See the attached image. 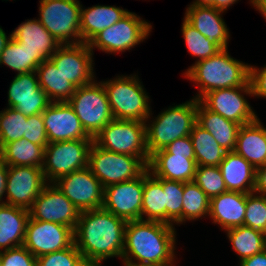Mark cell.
<instances>
[{"label": "cell", "mask_w": 266, "mask_h": 266, "mask_svg": "<svg viewBox=\"0 0 266 266\" xmlns=\"http://www.w3.org/2000/svg\"><path fill=\"white\" fill-rule=\"evenodd\" d=\"M126 223L103 208L81 211L74 230V244L84 259H122Z\"/></svg>", "instance_id": "cell-1"}, {"label": "cell", "mask_w": 266, "mask_h": 266, "mask_svg": "<svg viewBox=\"0 0 266 266\" xmlns=\"http://www.w3.org/2000/svg\"><path fill=\"white\" fill-rule=\"evenodd\" d=\"M175 235V227L163 222L127 221L122 253L123 263L173 265L176 249Z\"/></svg>", "instance_id": "cell-2"}, {"label": "cell", "mask_w": 266, "mask_h": 266, "mask_svg": "<svg viewBox=\"0 0 266 266\" xmlns=\"http://www.w3.org/2000/svg\"><path fill=\"white\" fill-rule=\"evenodd\" d=\"M227 49L224 48L207 59L196 61L185 71V77L199 87V93L193 98L199 101L212 90L239 87L249 81L250 65L231 57Z\"/></svg>", "instance_id": "cell-3"}, {"label": "cell", "mask_w": 266, "mask_h": 266, "mask_svg": "<svg viewBox=\"0 0 266 266\" xmlns=\"http://www.w3.org/2000/svg\"><path fill=\"white\" fill-rule=\"evenodd\" d=\"M197 122V99L193 98L162 111L146 125V145L149 157L165 149L176 139L189 136Z\"/></svg>", "instance_id": "cell-4"}, {"label": "cell", "mask_w": 266, "mask_h": 266, "mask_svg": "<svg viewBox=\"0 0 266 266\" xmlns=\"http://www.w3.org/2000/svg\"><path fill=\"white\" fill-rule=\"evenodd\" d=\"M141 83L138 75H118L102 82L114 119L149 121V96Z\"/></svg>", "instance_id": "cell-5"}, {"label": "cell", "mask_w": 266, "mask_h": 266, "mask_svg": "<svg viewBox=\"0 0 266 266\" xmlns=\"http://www.w3.org/2000/svg\"><path fill=\"white\" fill-rule=\"evenodd\" d=\"M67 102L79 118L83 129L93 139L114 119L102 81L97 83L94 80L77 87Z\"/></svg>", "instance_id": "cell-6"}, {"label": "cell", "mask_w": 266, "mask_h": 266, "mask_svg": "<svg viewBox=\"0 0 266 266\" xmlns=\"http://www.w3.org/2000/svg\"><path fill=\"white\" fill-rule=\"evenodd\" d=\"M145 124L138 120L113 119L93 140L105 150L140 157L148 165Z\"/></svg>", "instance_id": "cell-7"}, {"label": "cell", "mask_w": 266, "mask_h": 266, "mask_svg": "<svg viewBox=\"0 0 266 266\" xmlns=\"http://www.w3.org/2000/svg\"><path fill=\"white\" fill-rule=\"evenodd\" d=\"M88 167L103 188L141 176L147 164L140 158L105 150L93 142Z\"/></svg>", "instance_id": "cell-8"}, {"label": "cell", "mask_w": 266, "mask_h": 266, "mask_svg": "<svg viewBox=\"0 0 266 266\" xmlns=\"http://www.w3.org/2000/svg\"><path fill=\"white\" fill-rule=\"evenodd\" d=\"M39 2L40 23L61 45L82 43L80 1L40 0Z\"/></svg>", "instance_id": "cell-9"}, {"label": "cell", "mask_w": 266, "mask_h": 266, "mask_svg": "<svg viewBox=\"0 0 266 266\" xmlns=\"http://www.w3.org/2000/svg\"><path fill=\"white\" fill-rule=\"evenodd\" d=\"M94 140L50 142L44 149L43 174L47 183L88 166Z\"/></svg>", "instance_id": "cell-10"}, {"label": "cell", "mask_w": 266, "mask_h": 266, "mask_svg": "<svg viewBox=\"0 0 266 266\" xmlns=\"http://www.w3.org/2000/svg\"><path fill=\"white\" fill-rule=\"evenodd\" d=\"M151 29V24L129 11L111 27L98 33L88 45L92 52L93 48L110 54L125 52L146 39Z\"/></svg>", "instance_id": "cell-11"}, {"label": "cell", "mask_w": 266, "mask_h": 266, "mask_svg": "<svg viewBox=\"0 0 266 266\" xmlns=\"http://www.w3.org/2000/svg\"><path fill=\"white\" fill-rule=\"evenodd\" d=\"M242 93L253 95L249 81L239 87L212 90L199 101L208 110L220 114L225 119L244 125L255 121L258 116Z\"/></svg>", "instance_id": "cell-12"}, {"label": "cell", "mask_w": 266, "mask_h": 266, "mask_svg": "<svg viewBox=\"0 0 266 266\" xmlns=\"http://www.w3.org/2000/svg\"><path fill=\"white\" fill-rule=\"evenodd\" d=\"M53 183L80 212L102 208L104 188L88 166L64 175Z\"/></svg>", "instance_id": "cell-13"}, {"label": "cell", "mask_w": 266, "mask_h": 266, "mask_svg": "<svg viewBox=\"0 0 266 266\" xmlns=\"http://www.w3.org/2000/svg\"><path fill=\"white\" fill-rule=\"evenodd\" d=\"M74 230L68 226L29 217L23 246L36 258L71 247Z\"/></svg>", "instance_id": "cell-14"}, {"label": "cell", "mask_w": 266, "mask_h": 266, "mask_svg": "<svg viewBox=\"0 0 266 266\" xmlns=\"http://www.w3.org/2000/svg\"><path fill=\"white\" fill-rule=\"evenodd\" d=\"M79 215L77 207L54 183H47L44 186L29 209L31 219L59 223L73 230L76 228Z\"/></svg>", "instance_id": "cell-15"}, {"label": "cell", "mask_w": 266, "mask_h": 266, "mask_svg": "<svg viewBox=\"0 0 266 266\" xmlns=\"http://www.w3.org/2000/svg\"><path fill=\"white\" fill-rule=\"evenodd\" d=\"M144 173L104 188L102 208L126 221L141 220Z\"/></svg>", "instance_id": "cell-16"}, {"label": "cell", "mask_w": 266, "mask_h": 266, "mask_svg": "<svg viewBox=\"0 0 266 266\" xmlns=\"http://www.w3.org/2000/svg\"><path fill=\"white\" fill-rule=\"evenodd\" d=\"M46 184L42 168L8 166L4 204L29 210Z\"/></svg>", "instance_id": "cell-17"}, {"label": "cell", "mask_w": 266, "mask_h": 266, "mask_svg": "<svg viewBox=\"0 0 266 266\" xmlns=\"http://www.w3.org/2000/svg\"><path fill=\"white\" fill-rule=\"evenodd\" d=\"M93 55L89 45L82 42L61 45L49 59L67 80L80 87L95 80Z\"/></svg>", "instance_id": "cell-18"}, {"label": "cell", "mask_w": 266, "mask_h": 266, "mask_svg": "<svg viewBox=\"0 0 266 266\" xmlns=\"http://www.w3.org/2000/svg\"><path fill=\"white\" fill-rule=\"evenodd\" d=\"M36 71L17 74L8 89V107L25 116L43 113L51 101L39 85Z\"/></svg>", "instance_id": "cell-19"}, {"label": "cell", "mask_w": 266, "mask_h": 266, "mask_svg": "<svg viewBox=\"0 0 266 266\" xmlns=\"http://www.w3.org/2000/svg\"><path fill=\"white\" fill-rule=\"evenodd\" d=\"M47 139L50 142L93 140L83 129L68 102H51L42 113Z\"/></svg>", "instance_id": "cell-20"}, {"label": "cell", "mask_w": 266, "mask_h": 266, "mask_svg": "<svg viewBox=\"0 0 266 266\" xmlns=\"http://www.w3.org/2000/svg\"><path fill=\"white\" fill-rule=\"evenodd\" d=\"M222 13L224 12L212 6H189L186 9L184 19L222 50L228 48L227 44L230 37Z\"/></svg>", "instance_id": "cell-21"}, {"label": "cell", "mask_w": 266, "mask_h": 266, "mask_svg": "<svg viewBox=\"0 0 266 266\" xmlns=\"http://www.w3.org/2000/svg\"><path fill=\"white\" fill-rule=\"evenodd\" d=\"M148 170L153 177L171 181L190 182L194 180L196 159L169 154L165 149L153 153L149 158Z\"/></svg>", "instance_id": "cell-22"}, {"label": "cell", "mask_w": 266, "mask_h": 266, "mask_svg": "<svg viewBox=\"0 0 266 266\" xmlns=\"http://www.w3.org/2000/svg\"><path fill=\"white\" fill-rule=\"evenodd\" d=\"M246 194L226 191L210 199L209 215L213 223L227 229L244 225Z\"/></svg>", "instance_id": "cell-23"}, {"label": "cell", "mask_w": 266, "mask_h": 266, "mask_svg": "<svg viewBox=\"0 0 266 266\" xmlns=\"http://www.w3.org/2000/svg\"><path fill=\"white\" fill-rule=\"evenodd\" d=\"M234 152L254 168L266 165V127L260 119L241 125Z\"/></svg>", "instance_id": "cell-24"}, {"label": "cell", "mask_w": 266, "mask_h": 266, "mask_svg": "<svg viewBox=\"0 0 266 266\" xmlns=\"http://www.w3.org/2000/svg\"><path fill=\"white\" fill-rule=\"evenodd\" d=\"M29 210L0 204V252L23 246Z\"/></svg>", "instance_id": "cell-25"}, {"label": "cell", "mask_w": 266, "mask_h": 266, "mask_svg": "<svg viewBox=\"0 0 266 266\" xmlns=\"http://www.w3.org/2000/svg\"><path fill=\"white\" fill-rule=\"evenodd\" d=\"M129 11L120 7L95 5L85 9L81 6V42L88 44L98 33L111 27Z\"/></svg>", "instance_id": "cell-26"}, {"label": "cell", "mask_w": 266, "mask_h": 266, "mask_svg": "<svg viewBox=\"0 0 266 266\" xmlns=\"http://www.w3.org/2000/svg\"><path fill=\"white\" fill-rule=\"evenodd\" d=\"M227 191L251 193L255 186V168L234 151L227 152L220 163Z\"/></svg>", "instance_id": "cell-27"}, {"label": "cell", "mask_w": 266, "mask_h": 266, "mask_svg": "<svg viewBox=\"0 0 266 266\" xmlns=\"http://www.w3.org/2000/svg\"><path fill=\"white\" fill-rule=\"evenodd\" d=\"M11 34L12 38L20 42L23 47L29 51L40 52L45 59H49L61 46L58 40L43 27L39 19L26 20Z\"/></svg>", "instance_id": "cell-28"}, {"label": "cell", "mask_w": 266, "mask_h": 266, "mask_svg": "<svg viewBox=\"0 0 266 266\" xmlns=\"http://www.w3.org/2000/svg\"><path fill=\"white\" fill-rule=\"evenodd\" d=\"M197 123L207 130L224 150L234 151L240 124L208 110L198 100Z\"/></svg>", "instance_id": "cell-29"}, {"label": "cell", "mask_w": 266, "mask_h": 266, "mask_svg": "<svg viewBox=\"0 0 266 266\" xmlns=\"http://www.w3.org/2000/svg\"><path fill=\"white\" fill-rule=\"evenodd\" d=\"M36 74L40 87L51 102H67L77 88L66 79L50 59L44 60L36 68Z\"/></svg>", "instance_id": "cell-30"}, {"label": "cell", "mask_w": 266, "mask_h": 266, "mask_svg": "<svg viewBox=\"0 0 266 266\" xmlns=\"http://www.w3.org/2000/svg\"><path fill=\"white\" fill-rule=\"evenodd\" d=\"M44 147L24 138L5 144L0 156L7 166H34L42 168Z\"/></svg>", "instance_id": "cell-31"}, {"label": "cell", "mask_w": 266, "mask_h": 266, "mask_svg": "<svg viewBox=\"0 0 266 266\" xmlns=\"http://www.w3.org/2000/svg\"><path fill=\"white\" fill-rule=\"evenodd\" d=\"M197 166H219L227 151L197 122L190 133Z\"/></svg>", "instance_id": "cell-32"}, {"label": "cell", "mask_w": 266, "mask_h": 266, "mask_svg": "<svg viewBox=\"0 0 266 266\" xmlns=\"http://www.w3.org/2000/svg\"><path fill=\"white\" fill-rule=\"evenodd\" d=\"M44 60L40 52L29 51L12 37L0 55V65L10 67L17 74L36 71Z\"/></svg>", "instance_id": "cell-33"}, {"label": "cell", "mask_w": 266, "mask_h": 266, "mask_svg": "<svg viewBox=\"0 0 266 266\" xmlns=\"http://www.w3.org/2000/svg\"><path fill=\"white\" fill-rule=\"evenodd\" d=\"M144 216L146 218L144 219ZM141 220L165 223V199L162 185L150 174L144 172V188Z\"/></svg>", "instance_id": "cell-34"}, {"label": "cell", "mask_w": 266, "mask_h": 266, "mask_svg": "<svg viewBox=\"0 0 266 266\" xmlns=\"http://www.w3.org/2000/svg\"><path fill=\"white\" fill-rule=\"evenodd\" d=\"M233 250L242 261L266 249L263 232L242 225L225 230Z\"/></svg>", "instance_id": "cell-35"}, {"label": "cell", "mask_w": 266, "mask_h": 266, "mask_svg": "<svg viewBox=\"0 0 266 266\" xmlns=\"http://www.w3.org/2000/svg\"><path fill=\"white\" fill-rule=\"evenodd\" d=\"M154 178L162 185L164 191L165 223L171 226H174V223L183 224L184 183L158 177Z\"/></svg>", "instance_id": "cell-36"}, {"label": "cell", "mask_w": 266, "mask_h": 266, "mask_svg": "<svg viewBox=\"0 0 266 266\" xmlns=\"http://www.w3.org/2000/svg\"><path fill=\"white\" fill-rule=\"evenodd\" d=\"M210 198L194 182H185L183 191V222L209 215Z\"/></svg>", "instance_id": "cell-37"}, {"label": "cell", "mask_w": 266, "mask_h": 266, "mask_svg": "<svg viewBox=\"0 0 266 266\" xmlns=\"http://www.w3.org/2000/svg\"><path fill=\"white\" fill-rule=\"evenodd\" d=\"M27 116L7 107L0 111V149L7 143L23 138Z\"/></svg>", "instance_id": "cell-38"}, {"label": "cell", "mask_w": 266, "mask_h": 266, "mask_svg": "<svg viewBox=\"0 0 266 266\" xmlns=\"http://www.w3.org/2000/svg\"><path fill=\"white\" fill-rule=\"evenodd\" d=\"M182 34L185 40L188 52L194 57H199L197 61H201L212 57L220 49L211 43L204 35L196 28L191 26L185 19L182 23Z\"/></svg>", "instance_id": "cell-39"}, {"label": "cell", "mask_w": 266, "mask_h": 266, "mask_svg": "<svg viewBox=\"0 0 266 266\" xmlns=\"http://www.w3.org/2000/svg\"><path fill=\"white\" fill-rule=\"evenodd\" d=\"M193 181L210 199L227 191L219 166H197Z\"/></svg>", "instance_id": "cell-40"}, {"label": "cell", "mask_w": 266, "mask_h": 266, "mask_svg": "<svg viewBox=\"0 0 266 266\" xmlns=\"http://www.w3.org/2000/svg\"><path fill=\"white\" fill-rule=\"evenodd\" d=\"M244 225L263 232L266 228V196L254 192L246 194Z\"/></svg>", "instance_id": "cell-41"}, {"label": "cell", "mask_w": 266, "mask_h": 266, "mask_svg": "<svg viewBox=\"0 0 266 266\" xmlns=\"http://www.w3.org/2000/svg\"><path fill=\"white\" fill-rule=\"evenodd\" d=\"M84 258L75 244L66 249L47 253L36 258L37 266H79Z\"/></svg>", "instance_id": "cell-42"}, {"label": "cell", "mask_w": 266, "mask_h": 266, "mask_svg": "<svg viewBox=\"0 0 266 266\" xmlns=\"http://www.w3.org/2000/svg\"><path fill=\"white\" fill-rule=\"evenodd\" d=\"M23 138L32 143L42 145L44 148L48 145L49 141L47 139L42 113L27 116Z\"/></svg>", "instance_id": "cell-43"}, {"label": "cell", "mask_w": 266, "mask_h": 266, "mask_svg": "<svg viewBox=\"0 0 266 266\" xmlns=\"http://www.w3.org/2000/svg\"><path fill=\"white\" fill-rule=\"evenodd\" d=\"M2 266H37L36 257L24 246L1 252Z\"/></svg>", "instance_id": "cell-44"}, {"label": "cell", "mask_w": 266, "mask_h": 266, "mask_svg": "<svg viewBox=\"0 0 266 266\" xmlns=\"http://www.w3.org/2000/svg\"><path fill=\"white\" fill-rule=\"evenodd\" d=\"M249 82L252 89V96L266 98V65L262 69L250 66Z\"/></svg>", "instance_id": "cell-45"}, {"label": "cell", "mask_w": 266, "mask_h": 266, "mask_svg": "<svg viewBox=\"0 0 266 266\" xmlns=\"http://www.w3.org/2000/svg\"><path fill=\"white\" fill-rule=\"evenodd\" d=\"M165 150L172 155L186 156L188 159H195V152L190 136L176 139L170 143Z\"/></svg>", "instance_id": "cell-46"}, {"label": "cell", "mask_w": 266, "mask_h": 266, "mask_svg": "<svg viewBox=\"0 0 266 266\" xmlns=\"http://www.w3.org/2000/svg\"><path fill=\"white\" fill-rule=\"evenodd\" d=\"M254 193L266 196V165L255 168Z\"/></svg>", "instance_id": "cell-47"}, {"label": "cell", "mask_w": 266, "mask_h": 266, "mask_svg": "<svg viewBox=\"0 0 266 266\" xmlns=\"http://www.w3.org/2000/svg\"><path fill=\"white\" fill-rule=\"evenodd\" d=\"M239 266H266V249L240 261Z\"/></svg>", "instance_id": "cell-48"}, {"label": "cell", "mask_w": 266, "mask_h": 266, "mask_svg": "<svg viewBox=\"0 0 266 266\" xmlns=\"http://www.w3.org/2000/svg\"><path fill=\"white\" fill-rule=\"evenodd\" d=\"M7 171L8 166L5 164V162L0 156V204L4 203V201H2V197L3 195H5L4 193L6 190Z\"/></svg>", "instance_id": "cell-49"}, {"label": "cell", "mask_w": 266, "mask_h": 266, "mask_svg": "<svg viewBox=\"0 0 266 266\" xmlns=\"http://www.w3.org/2000/svg\"><path fill=\"white\" fill-rule=\"evenodd\" d=\"M239 0H212V3L209 6L214 7L220 11H226L232 4Z\"/></svg>", "instance_id": "cell-50"}, {"label": "cell", "mask_w": 266, "mask_h": 266, "mask_svg": "<svg viewBox=\"0 0 266 266\" xmlns=\"http://www.w3.org/2000/svg\"><path fill=\"white\" fill-rule=\"evenodd\" d=\"M250 3L253 5V7H256L255 9L259 10V12L266 19V0H250Z\"/></svg>", "instance_id": "cell-51"}, {"label": "cell", "mask_w": 266, "mask_h": 266, "mask_svg": "<svg viewBox=\"0 0 266 266\" xmlns=\"http://www.w3.org/2000/svg\"><path fill=\"white\" fill-rule=\"evenodd\" d=\"M8 37L5 33V31L2 29V27H0V55H1L2 51L5 49L9 40L11 39L12 34H10V36H8Z\"/></svg>", "instance_id": "cell-52"}, {"label": "cell", "mask_w": 266, "mask_h": 266, "mask_svg": "<svg viewBox=\"0 0 266 266\" xmlns=\"http://www.w3.org/2000/svg\"><path fill=\"white\" fill-rule=\"evenodd\" d=\"M101 262H103V260H88V259H83L80 263L79 266H102Z\"/></svg>", "instance_id": "cell-53"}, {"label": "cell", "mask_w": 266, "mask_h": 266, "mask_svg": "<svg viewBox=\"0 0 266 266\" xmlns=\"http://www.w3.org/2000/svg\"><path fill=\"white\" fill-rule=\"evenodd\" d=\"M212 3V0H195L189 6H209Z\"/></svg>", "instance_id": "cell-54"}, {"label": "cell", "mask_w": 266, "mask_h": 266, "mask_svg": "<svg viewBox=\"0 0 266 266\" xmlns=\"http://www.w3.org/2000/svg\"><path fill=\"white\" fill-rule=\"evenodd\" d=\"M124 266H174V265H135L130 263H123Z\"/></svg>", "instance_id": "cell-55"}, {"label": "cell", "mask_w": 266, "mask_h": 266, "mask_svg": "<svg viewBox=\"0 0 266 266\" xmlns=\"http://www.w3.org/2000/svg\"><path fill=\"white\" fill-rule=\"evenodd\" d=\"M263 235H264V240H265V243H266V228H265V230L263 231Z\"/></svg>", "instance_id": "cell-56"}, {"label": "cell", "mask_w": 266, "mask_h": 266, "mask_svg": "<svg viewBox=\"0 0 266 266\" xmlns=\"http://www.w3.org/2000/svg\"><path fill=\"white\" fill-rule=\"evenodd\" d=\"M0 266H2V262H1V252H0Z\"/></svg>", "instance_id": "cell-57"}]
</instances>
